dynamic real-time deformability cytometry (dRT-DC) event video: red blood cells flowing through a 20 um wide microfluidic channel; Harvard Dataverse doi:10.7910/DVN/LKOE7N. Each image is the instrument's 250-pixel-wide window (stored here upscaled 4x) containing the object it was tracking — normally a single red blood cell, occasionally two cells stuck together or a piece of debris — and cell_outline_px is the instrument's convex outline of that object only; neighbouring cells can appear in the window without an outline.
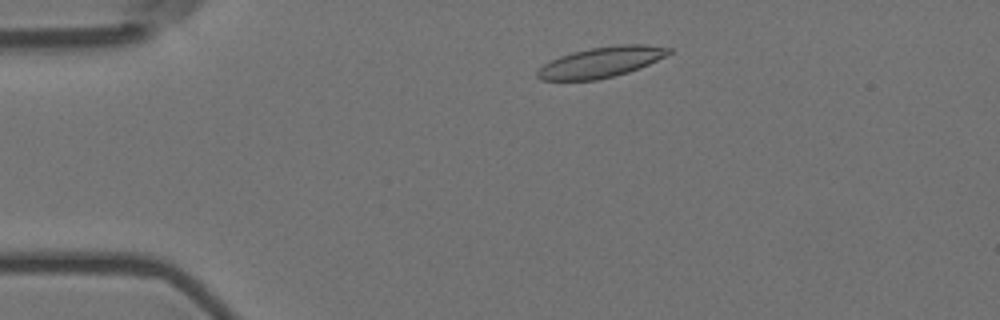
{"species": "Egyptian fruit bat (a non-hibernating species)", "species_latin": "Rousettus aegyptiacus", "temperature_condition": "room temperature", "stored_images_in_passage": 9, "camera_frame_rate_fps": 3000, "um_per_image_px": 0.085, "animal": {"sex": "female"}, "frame": {"image": 1, "passage_image": 2, "time_ms": 0.333, "image_size_px": [1000, 320], "cell_outline_px": [[672, 52], [648, 64], [628, 72], [596, 80], [540, 80], [536, 76], [536, 72], [544, 64], [560, 56], [572, 52], [592, 48], [620, 44], [644, 44], [672, 48]], "centroid_in_image_um": [51.08, 5.28], "position_along_channel_um": 33.9, "area_um2": 23.06}}
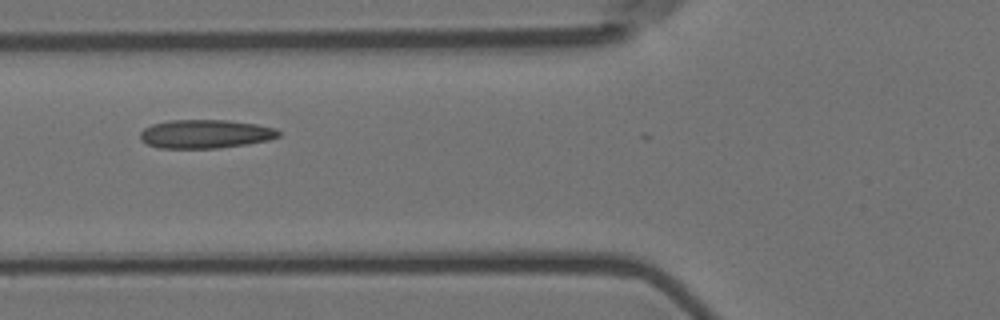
{"frame": {"image": 2, "passage_image": 5, "time_ms": 1.333, "image_size_px": [1000, 320], "cell_outline_px": [[280, 136], [268, 140], [248, 144], [216, 148], [160, 148], [148, 144], [140, 140], [140, 132], [144, 128], [152, 124], [168, 120], [228, 120], [256, 124], [276, 128], [280, 132]], "centroid_in_image_um": [17.45, 11.38], "position_along_channel_um": 108.3, "area_um2": 23.18}}
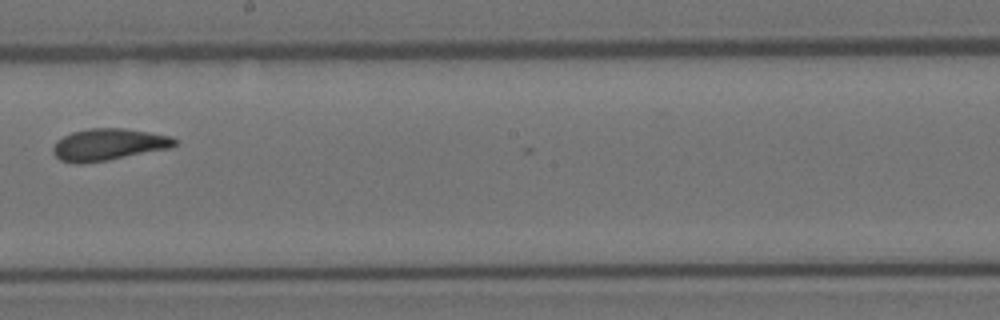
{"frame": {"image": 3, "passage_image": 8, "time_ms": 2.333, "image_size_px": [1000, 320], "cell_outline_px": [[176, 144], [168, 148], [108, 160], [80, 164], [76, 164], [60, 160], [52, 152], [52, 148], [56, 140], [72, 132], [88, 128], [124, 128], [172, 136], [176, 140]], "centroid_in_image_um": [9.17, 12.28], "position_along_channel_um": 239.0, "area_um2": 22.48}}